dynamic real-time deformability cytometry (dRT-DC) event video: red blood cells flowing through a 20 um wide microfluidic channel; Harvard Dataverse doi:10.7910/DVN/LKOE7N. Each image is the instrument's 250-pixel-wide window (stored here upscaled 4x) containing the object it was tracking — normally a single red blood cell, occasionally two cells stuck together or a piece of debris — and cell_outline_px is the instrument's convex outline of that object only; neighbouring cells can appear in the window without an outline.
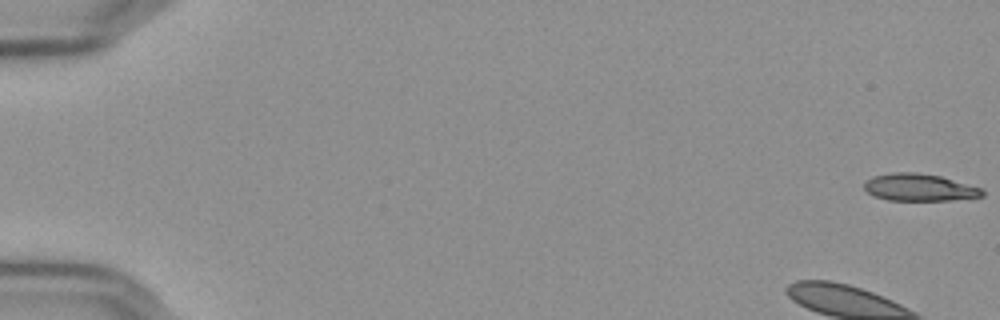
{"species": "Egyptian fruit bat (a non-hibernating species)", "species_latin": "Rousettus aegyptiacus", "temperature_condition": "cold", "stored_images_in_passage": 11, "camera_frame_rate_fps": 3000, "um_per_image_px": 0.085, "frame": {"image": 1, "passage_image": 1, "time_ms": 0.0, "image_size_px": [1000, 320], "cell_outline_px": [[984, 196], [952, 200], [888, 200], [876, 196], [868, 192], [864, 188], [864, 184], [872, 176], [892, 172], [916, 172], [940, 176], [984, 188]], "centroid_in_image_um": [78.18, 15.92], "position_along_channel_um": 6.8, "area_um2": 18.73}}